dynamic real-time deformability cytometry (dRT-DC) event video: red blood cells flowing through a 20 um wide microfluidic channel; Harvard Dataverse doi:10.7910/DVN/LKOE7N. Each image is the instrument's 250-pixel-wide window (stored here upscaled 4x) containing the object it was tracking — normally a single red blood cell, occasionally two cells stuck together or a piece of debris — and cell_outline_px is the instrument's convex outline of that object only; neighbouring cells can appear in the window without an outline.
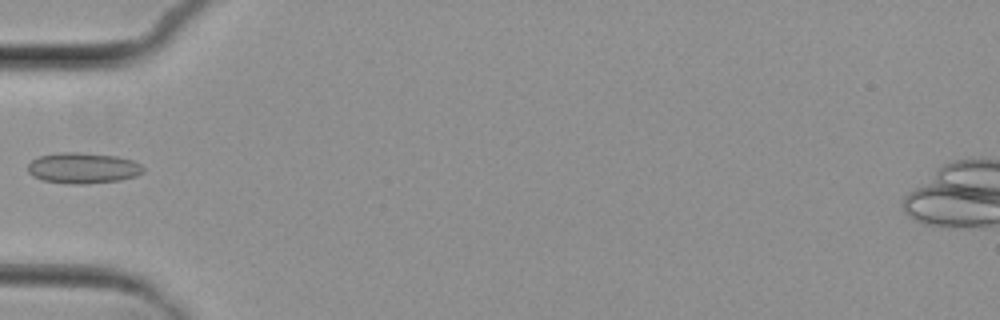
{"species": "common noctule bat (a hibernating species)", "species_latin": "Nyctalus noctula", "temperature_condition": "cold", "stored_images_in_passage": 3, "camera_frame_rate_fps": 3000, "um_per_image_px": 0.085, "animal": {"sex": "female", "body_mass_g": 29.2, "forearm_length_mm": 56.3}, "frame": {"image": 1, "passage_image": 2, "time_ms": 1.333, "image_size_px": [1000, 320], "cell_outline_px": [[144, 172], [136, 176], [120, 180], [84, 184], [68, 184], [40, 180], [32, 176], [28, 172], [28, 164], [32, 160], [40, 156], [60, 152], [80, 152], [116, 156], [132, 160], [140, 164], [144, 168]], "centroid_in_image_um": [7.04, 14.29], "position_along_channel_um": 78.0, "area_um2": 20.87}}
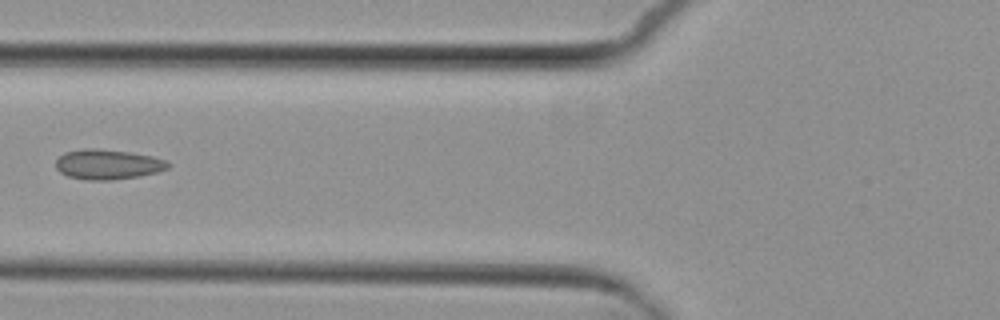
{"frame": {"image": 2, "passage_image": 3, "time_ms": 2.333, "image_size_px": [1000, 320], "cell_outline_px": [[172, 164], [168, 168], [156, 172], [140, 176], [112, 180], [88, 180], [68, 176], [60, 172], [56, 168], [56, 160], [64, 152], [84, 148], [96, 148], [128, 152], [152, 156], [164, 160]], "centroid_in_image_um": [9.15, 13.97], "position_along_channel_um": 116.7, "area_um2": 19.59}}